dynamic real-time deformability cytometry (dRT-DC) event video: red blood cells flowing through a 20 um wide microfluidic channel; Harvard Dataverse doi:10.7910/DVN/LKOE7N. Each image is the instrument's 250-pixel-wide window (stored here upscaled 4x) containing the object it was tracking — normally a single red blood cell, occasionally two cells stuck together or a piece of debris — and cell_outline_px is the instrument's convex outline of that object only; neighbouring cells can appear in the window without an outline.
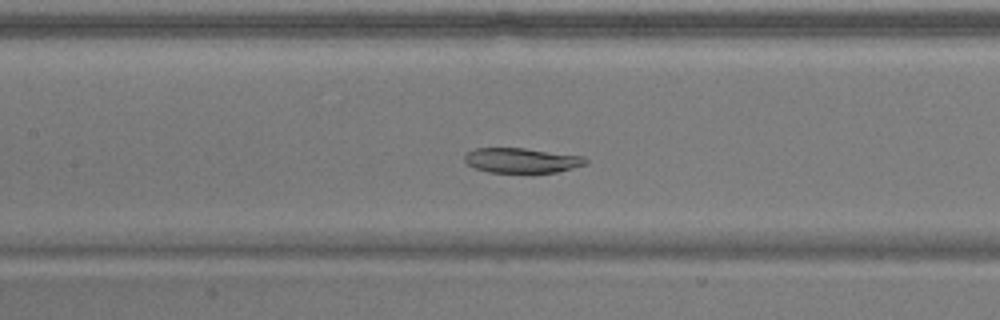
{"species": "common noctule bat (a hibernating species)", "species_latin": "Nyctalus noctula", "temperature_condition": "warm", "stored_images_in_passage": 55, "segment_of_instrument_passage": [1, 2], "camera_frame_rate_fps": 3000, "um_per_image_px": 0.085, "animal": {"sex": "male", "body_mass_g": 17.9}, "frame": {"image": 1, "passage_image": 24, "time_ms": 7.667, "image_size_px": [1000, 320], "cell_outline_px": [[588, 164], [556, 172], [488, 172], [476, 168], [468, 164], [464, 160], [464, 156], [468, 152], [476, 148], [524, 148], [584, 156], [588, 160]], "centroid_in_image_um": [44.37, 13.63], "position_along_channel_um": 163.0, "area_um2": 17.46}}
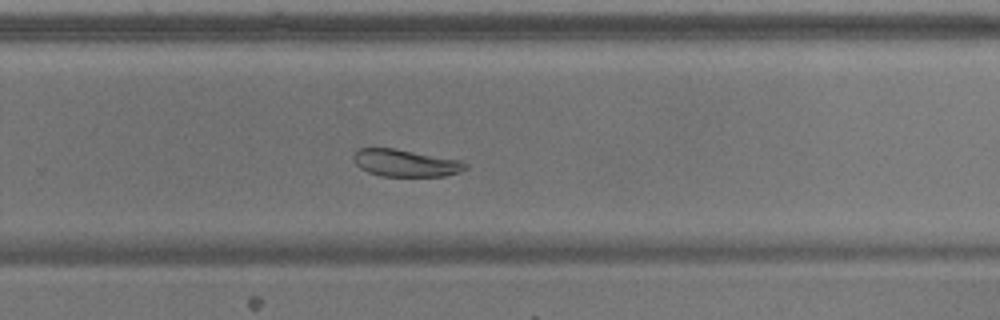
{"frame": {"image": 2, "passage_image": 35, "time_ms": 11.333, "image_size_px": [1000, 320], "cell_outline_px": [[468, 168], [460, 172], [444, 176], [380, 176], [368, 172], [360, 168], [356, 164], [352, 156], [360, 148], [392, 148], [460, 160], [468, 164]], "centroid_in_image_um": [34.48, 13.87], "position_along_channel_um": 295.3, "area_um2": 17.63}}
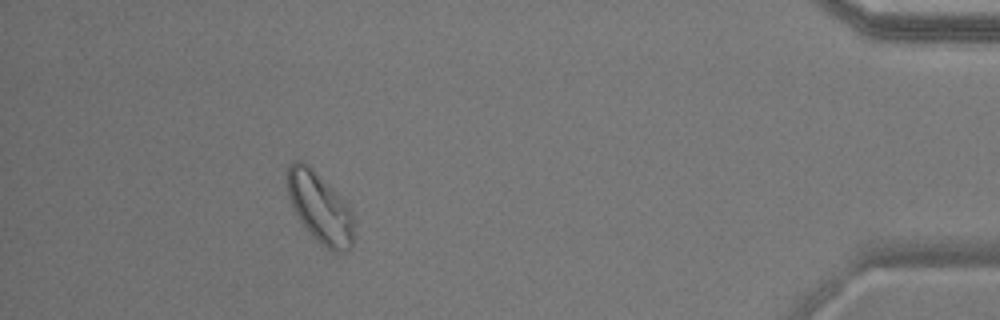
{"frame": {"image": 3, "passage_image": 49, "time_ms": 16.0, "image_size_px": [1000, 320], "cell_outline_px": [[352, 244], [348, 252], [332, 252], [320, 244], [304, 228], [292, 208], [288, 196], [288, 164], [296, 160], [304, 160], [332, 188], [352, 212]], "centroid_in_image_um": [27.15, 17.67], "position_along_channel_um": 408.0, "area_um2": 27.11}}